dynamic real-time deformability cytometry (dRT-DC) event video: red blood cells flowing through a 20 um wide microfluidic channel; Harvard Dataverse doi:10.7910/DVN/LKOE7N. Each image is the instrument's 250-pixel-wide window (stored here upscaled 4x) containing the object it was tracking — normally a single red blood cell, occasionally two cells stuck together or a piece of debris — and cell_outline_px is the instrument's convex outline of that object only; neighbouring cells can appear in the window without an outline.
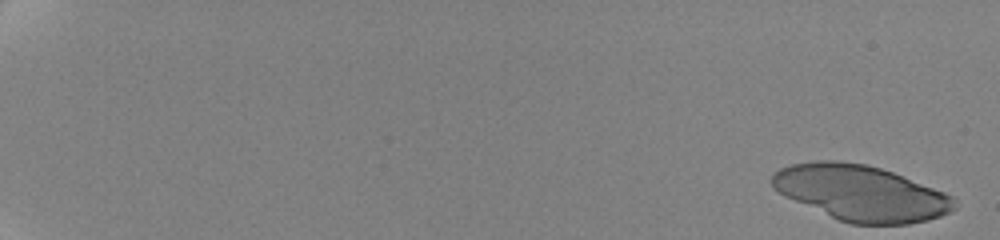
{"species": "human", "species_latin": "Homo sapiens", "temperature_condition": "cold", "stored_images_in_passage": 31, "camera_frame_rate_fps": 3000, "um_per_image_px": 0.085, "donor": {"sex": "female"}, "frame": {"image": 1, "passage_image": 1, "time_ms": 0.0, "image_size_px": [1000, 240], "cell_outline_px": [[956, 208], [940, 216], [928, 220], [908, 224], [852, 224], [840, 220], [784, 196], [772, 184], [772, 176], [780, 168], [792, 164], [816, 160], [836, 160], [868, 164], [892, 172], [944, 192], [952, 196], [956, 200]], "centroid_in_image_um": [73.19, 16.4], "position_along_channel_um": 11.8, "area_um2": 58.55}}
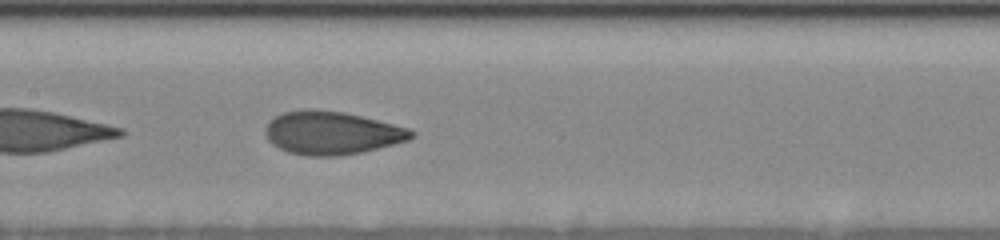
{"frame": {"image": 2, "passage_image": 31, "time_ms": 11.0, "image_size_px": [1000, 240], "cell_outline_px": [[416, 136], [408, 140], [360, 152], [340, 156], [304, 156], [288, 152], [272, 144], [268, 140], [264, 132], [268, 124], [276, 116], [284, 112], [308, 108], [344, 112], [408, 128], [416, 132]], "centroid_in_image_um": [28.18, 11.3], "position_along_channel_um": 179.2, "area_um2": 36.47}}